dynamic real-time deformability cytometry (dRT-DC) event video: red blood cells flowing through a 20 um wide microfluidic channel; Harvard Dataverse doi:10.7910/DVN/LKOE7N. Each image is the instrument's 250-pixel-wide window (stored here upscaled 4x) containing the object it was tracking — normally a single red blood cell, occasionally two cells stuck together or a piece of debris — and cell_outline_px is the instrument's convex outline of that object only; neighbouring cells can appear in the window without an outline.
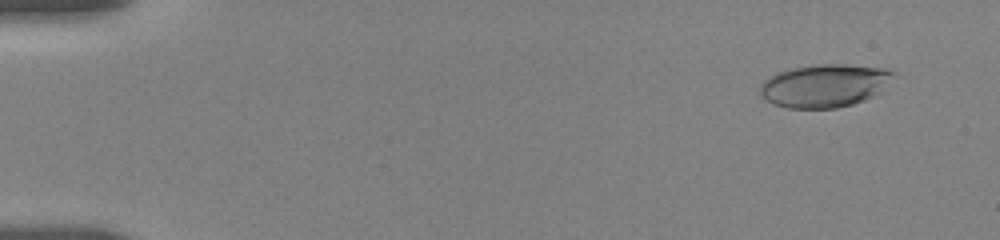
{"species": "human", "species_latin": "Homo sapiens", "temperature_condition": "room temperature", "stored_images_in_passage": 57, "camera_frame_rate_fps": 3000, "um_per_image_px": 0.085, "donor": {"sex": "female"}, "frame": {"image": 1, "passage_image": 5, "time_ms": 1.333, "image_size_px": [1000, 240], "cell_outline_px": [[896, 76], [880, 92], [864, 100], [852, 104], [836, 108], [784, 108], [772, 104], [764, 100], [760, 96], [760, 84], [764, 80], [776, 72], [792, 68], [816, 64], [844, 64], [884, 68], [896, 72]], "centroid_in_image_um": [70.07, 7.28], "position_along_channel_um": 14.9, "area_um2": 33.81}}
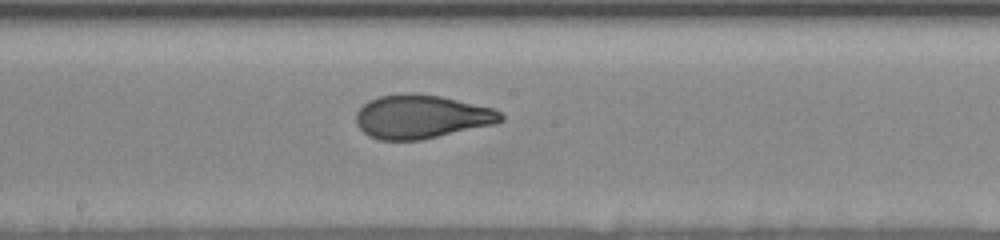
{"frame": {"image": 2, "passage_image": 32, "time_ms": 10.333, "image_size_px": [1000, 240], "cell_outline_px": [[504, 120], [496, 124], [420, 140], [380, 140], [368, 136], [356, 124], [356, 112], [368, 100], [380, 96], [400, 92], [408, 92], [440, 96], [492, 108], [500, 112], [504, 116]], "centroid_in_image_um": [35.8, 9.91], "position_along_channel_um": 212.4, "area_um2": 36.93}}
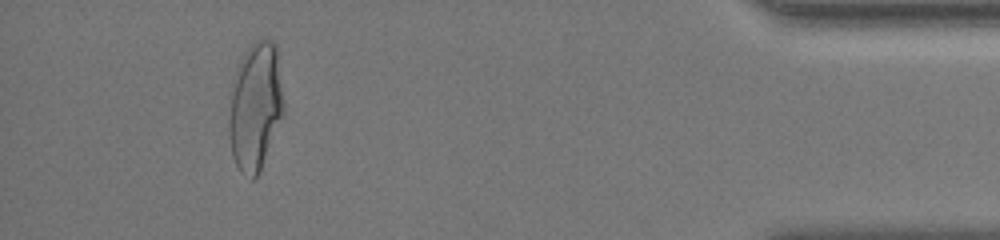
{"frame": {"image": 3, "passage_image": 53, "time_ms": 17.333, "image_size_px": [1000, 240], "cell_outline_px": [[284, 112], [260, 172], [252, 180], [240, 172], [232, 156], [228, 136], [228, 120], [232, 96], [240, 60], [244, 52], [260, 36], [272, 40], [276, 44], [284, 104]], "centroid_in_image_um": [21.72, 9.07], "position_along_channel_um": 413.5, "area_um2": 40.63}, "authors_computed_cell_mechanics": {"area_um2": 36.4718, "velocity_mm_per_s": 3.619, "shape_relaxation_time_tau1_ms": 5.9826, "shape_relaxation_time_tau2_ms": 1.0264, "deformation_change_tau1": 0.2275, "deformation_change_tau2": 0.0776}}